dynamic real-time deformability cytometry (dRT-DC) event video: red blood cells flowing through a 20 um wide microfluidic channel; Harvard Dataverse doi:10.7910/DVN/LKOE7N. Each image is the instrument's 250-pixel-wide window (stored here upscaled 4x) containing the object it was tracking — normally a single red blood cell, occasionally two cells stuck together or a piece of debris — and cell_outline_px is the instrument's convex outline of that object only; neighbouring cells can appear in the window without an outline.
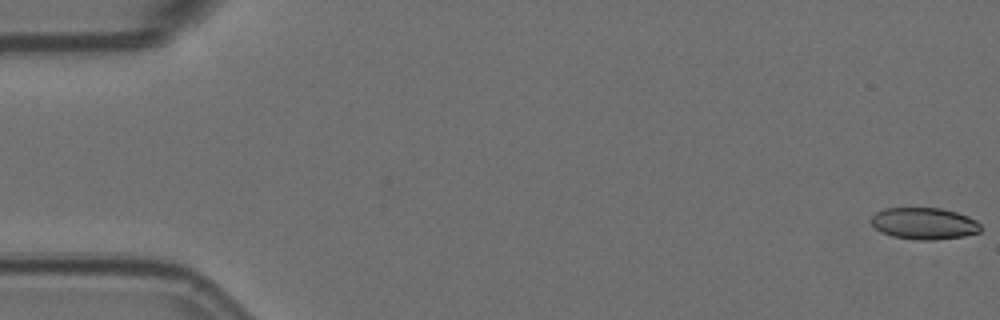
{"species": "Egyptian fruit bat (a non-hibernating species)", "species_latin": "Rousettus aegyptiacus", "temperature_condition": "room temperature", "stored_images_in_passage": 5, "camera_frame_rate_fps": 3000, "um_per_image_px": 0.085, "animal": {"sex": "female"}, "frame": {"image": 1, "passage_image": 1, "time_ms": 0.0, "image_size_px": [1000, 320], "cell_outline_px": [[980, 232], [964, 236], [932, 240], [920, 240], [892, 236], [880, 232], [872, 224], [872, 216], [876, 212], [884, 208], [940, 208], [956, 212], [968, 216], [976, 220], [980, 224]], "centroid_in_image_um": [78.55, 18.99], "position_along_channel_um": 6.4, "area_um2": 20.17}}
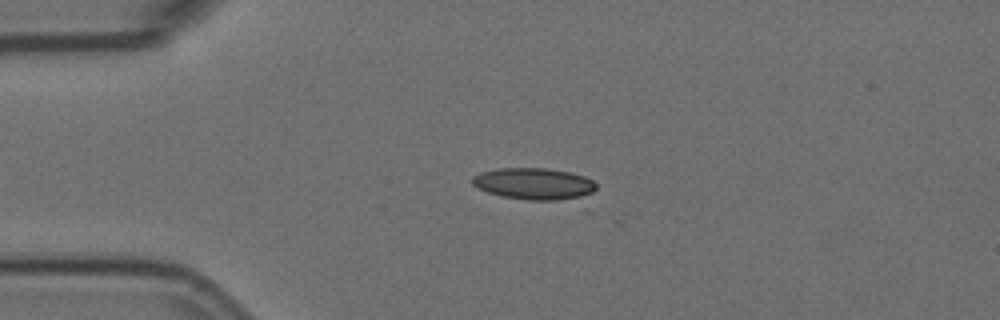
{"frame": {"image": 2, "passage_image": 4, "time_ms": 1.0, "image_size_px": [1000, 320], "cell_outline_px": [[596, 188], [592, 212], [584, 212], [504, 196], [488, 192], [476, 188], [472, 184], [472, 176], [480, 172], [500, 168], [544, 168], [568, 172], [584, 176], [592, 180], [596, 184]], "centroid_in_image_um": [45.89, 15.87], "position_along_channel_um": 39.1, "area_um2": 27.05}}